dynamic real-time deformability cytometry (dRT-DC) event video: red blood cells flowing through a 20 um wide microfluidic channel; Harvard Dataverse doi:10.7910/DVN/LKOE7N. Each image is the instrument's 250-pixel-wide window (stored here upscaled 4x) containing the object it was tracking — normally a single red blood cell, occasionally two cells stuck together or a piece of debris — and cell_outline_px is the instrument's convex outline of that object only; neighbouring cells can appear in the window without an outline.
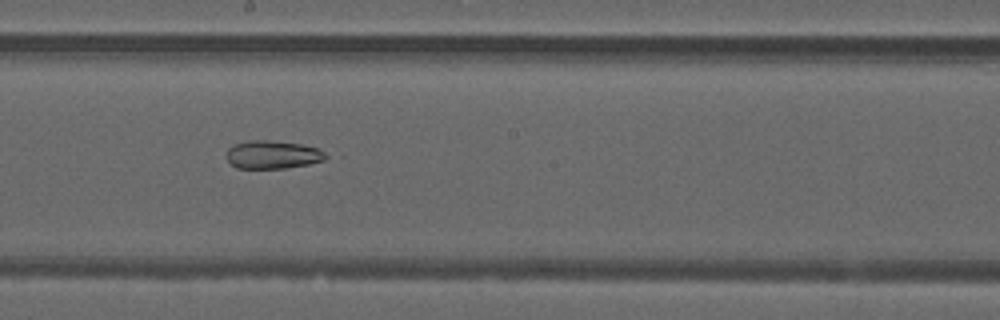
{"species": "common noctule bat (a hibernating species)", "species_latin": "Nyctalus noctula", "temperature_condition": "warm", "stored_images_in_passage": 51, "segment_of_instrument_passage": [2, 2], "camera_frame_rate_fps": 3000, "um_per_image_px": 0.085, "animal": {"sex": "male", "forearm_length_mm": 52.5}, "frame": {"image": 1, "passage_image": 28, "time_ms": 9.0, "image_size_px": [1000, 320], "cell_outline_px": [[332, 156], [324, 160], [308, 164], [284, 168], [236, 168], [228, 160], [228, 148], [236, 144], [248, 140], [268, 140], [304, 144], [316, 148]], "centroid_in_image_um": [23.23, 13.14], "position_along_channel_um": 225.0, "area_um2": 16.24}}
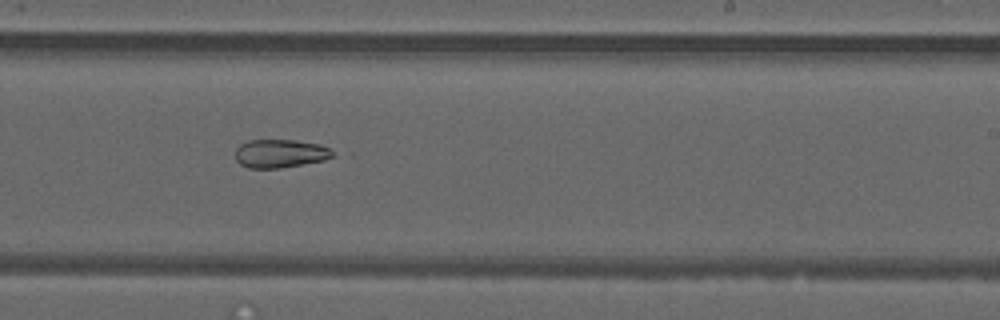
{"frame": {"image": 2, "passage_image": 31, "time_ms": 10.0, "image_size_px": [1000, 320], "cell_outline_px": [[336, 156], [324, 160], [280, 168], [248, 168], [240, 164], [236, 160], [236, 148], [240, 144], [248, 140], [296, 140], [320, 144], [336, 152]], "centroid_in_image_um": [23.84, 13.04], "position_along_channel_um": 265.2, "area_um2": 16.24}}
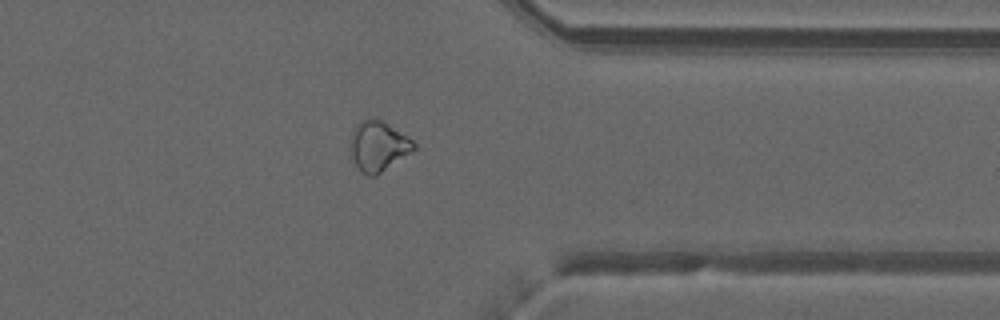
{"frame": {"image": 3, "passage_image": 40, "time_ms": 13.0, "image_size_px": [1000, 320], "cell_outline_px": [[416, 148], [412, 152], [376, 176], [368, 176], [360, 172], [352, 156], [352, 132], [356, 124], [360, 120], [368, 116], [376, 116], [412, 140], [416, 144]], "centroid_in_image_um": [32.16, 12.4], "position_along_channel_um": 379.2, "area_um2": 18.55}}